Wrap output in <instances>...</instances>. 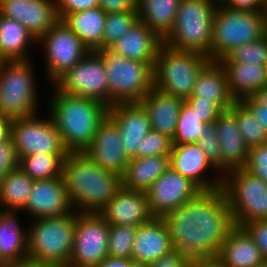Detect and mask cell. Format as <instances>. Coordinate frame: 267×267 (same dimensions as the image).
I'll list each match as a JSON object with an SVG mask.
<instances>
[{
	"label": "cell",
	"mask_w": 267,
	"mask_h": 267,
	"mask_svg": "<svg viewBox=\"0 0 267 267\" xmlns=\"http://www.w3.org/2000/svg\"><path fill=\"white\" fill-rule=\"evenodd\" d=\"M173 248L193 258L217 256L236 226L222 188L201 191L164 216Z\"/></svg>",
	"instance_id": "1"
},
{
	"label": "cell",
	"mask_w": 267,
	"mask_h": 267,
	"mask_svg": "<svg viewBox=\"0 0 267 267\" xmlns=\"http://www.w3.org/2000/svg\"><path fill=\"white\" fill-rule=\"evenodd\" d=\"M51 88L45 114L52 118L66 149L83 152L92 143L109 107L91 98L63 93L55 85Z\"/></svg>",
	"instance_id": "2"
},
{
	"label": "cell",
	"mask_w": 267,
	"mask_h": 267,
	"mask_svg": "<svg viewBox=\"0 0 267 267\" xmlns=\"http://www.w3.org/2000/svg\"><path fill=\"white\" fill-rule=\"evenodd\" d=\"M62 176L74 210L99 213L121 187V177L99 167L83 152L63 160Z\"/></svg>",
	"instance_id": "3"
},
{
	"label": "cell",
	"mask_w": 267,
	"mask_h": 267,
	"mask_svg": "<svg viewBox=\"0 0 267 267\" xmlns=\"http://www.w3.org/2000/svg\"><path fill=\"white\" fill-rule=\"evenodd\" d=\"M78 216L79 212L74 210L59 217L27 220L28 263L40 267H67Z\"/></svg>",
	"instance_id": "4"
},
{
	"label": "cell",
	"mask_w": 267,
	"mask_h": 267,
	"mask_svg": "<svg viewBox=\"0 0 267 267\" xmlns=\"http://www.w3.org/2000/svg\"><path fill=\"white\" fill-rule=\"evenodd\" d=\"M33 60L7 61L0 68V114L12 120L36 115L40 110Z\"/></svg>",
	"instance_id": "5"
},
{
	"label": "cell",
	"mask_w": 267,
	"mask_h": 267,
	"mask_svg": "<svg viewBox=\"0 0 267 267\" xmlns=\"http://www.w3.org/2000/svg\"><path fill=\"white\" fill-rule=\"evenodd\" d=\"M210 61L201 52L176 50L163 44L153 67L154 87L185 100L192 95L199 74Z\"/></svg>",
	"instance_id": "6"
},
{
	"label": "cell",
	"mask_w": 267,
	"mask_h": 267,
	"mask_svg": "<svg viewBox=\"0 0 267 267\" xmlns=\"http://www.w3.org/2000/svg\"><path fill=\"white\" fill-rule=\"evenodd\" d=\"M98 52L108 75L109 107L117 103H139L154 87V65L127 59L110 48Z\"/></svg>",
	"instance_id": "7"
},
{
	"label": "cell",
	"mask_w": 267,
	"mask_h": 267,
	"mask_svg": "<svg viewBox=\"0 0 267 267\" xmlns=\"http://www.w3.org/2000/svg\"><path fill=\"white\" fill-rule=\"evenodd\" d=\"M215 11L208 0H181L174 26L163 43L172 49L197 51L210 58Z\"/></svg>",
	"instance_id": "8"
},
{
	"label": "cell",
	"mask_w": 267,
	"mask_h": 267,
	"mask_svg": "<svg viewBox=\"0 0 267 267\" xmlns=\"http://www.w3.org/2000/svg\"><path fill=\"white\" fill-rule=\"evenodd\" d=\"M267 34L261 12L216 8L210 49L211 61H219L242 44L259 40Z\"/></svg>",
	"instance_id": "9"
},
{
	"label": "cell",
	"mask_w": 267,
	"mask_h": 267,
	"mask_svg": "<svg viewBox=\"0 0 267 267\" xmlns=\"http://www.w3.org/2000/svg\"><path fill=\"white\" fill-rule=\"evenodd\" d=\"M222 189L237 226L267 220V183L264 180L244 168L233 169L223 176Z\"/></svg>",
	"instance_id": "10"
},
{
	"label": "cell",
	"mask_w": 267,
	"mask_h": 267,
	"mask_svg": "<svg viewBox=\"0 0 267 267\" xmlns=\"http://www.w3.org/2000/svg\"><path fill=\"white\" fill-rule=\"evenodd\" d=\"M39 114L12 120L10 138L18 161L37 153L57 154L64 160L70 152L64 146L57 127L49 114L43 117Z\"/></svg>",
	"instance_id": "11"
},
{
	"label": "cell",
	"mask_w": 267,
	"mask_h": 267,
	"mask_svg": "<svg viewBox=\"0 0 267 267\" xmlns=\"http://www.w3.org/2000/svg\"><path fill=\"white\" fill-rule=\"evenodd\" d=\"M43 50V71L54 85L90 51L61 20L37 40Z\"/></svg>",
	"instance_id": "12"
},
{
	"label": "cell",
	"mask_w": 267,
	"mask_h": 267,
	"mask_svg": "<svg viewBox=\"0 0 267 267\" xmlns=\"http://www.w3.org/2000/svg\"><path fill=\"white\" fill-rule=\"evenodd\" d=\"M110 225L99 213H81L76 220L67 267H94L108 255Z\"/></svg>",
	"instance_id": "13"
},
{
	"label": "cell",
	"mask_w": 267,
	"mask_h": 267,
	"mask_svg": "<svg viewBox=\"0 0 267 267\" xmlns=\"http://www.w3.org/2000/svg\"><path fill=\"white\" fill-rule=\"evenodd\" d=\"M107 76L102 55L92 51L54 85L63 93L91 98L109 107Z\"/></svg>",
	"instance_id": "14"
},
{
	"label": "cell",
	"mask_w": 267,
	"mask_h": 267,
	"mask_svg": "<svg viewBox=\"0 0 267 267\" xmlns=\"http://www.w3.org/2000/svg\"><path fill=\"white\" fill-rule=\"evenodd\" d=\"M169 166L201 191H213L223 186V175L197 143L172 144Z\"/></svg>",
	"instance_id": "15"
},
{
	"label": "cell",
	"mask_w": 267,
	"mask_h": 267,
	"mask_svg": "<svg viewBox=\"0 0 267 267\" xmlns=\"http://www.w3.org/2000/svg\"><path fill=\"white\" fill-rule=\"evenodd\" d=\"M201 190L189 179L182 176L170 166L146 190L151 213L162 217L194 199Z\"/></svg>",
	"instance_id": "16"
},
{
	"label": "cell",
	"mask_w": 267,
	"mask_h": 267,
	"mask_svg": "<svg viewBox=\"0 0 267 267\" xmlns=\"http://www.w3.org/2000/svg\"><path fill=\"white\" fill-rule=\"evenodd\" d=\"M74 211L69 201L63 176L34 181L25 207L21 210L28 220L59 217ZM25 212V213H24Z\"/></svg>",
	"instance_id": "17"
},
{
	"label": "cell",
	"mask_w": 267,
	"mask_h": 267,
	"mask_svg": "<svg viewBox=\"0 0 267 267\" xmlns=\"http://www.w3.org/2000/svg\"><path fill=\"white\" fill-rule=\"evenodd\" d=\"M0 15L23 24L36 40L59 21L55 0H0Z\"/></svg>",
	"instance_id": "18"
},
{
	"label": "cell",
	"mask_w": 267,
	"mask_h": 267,
	"mask_svg": "<svg viewBox=\"0 0 267 267\" xmlns=\"http://www.w3.org/2000/svg\"><path fill=\"white\" fill-rule=\"evenodd\" d=\"M83 153L102 169L118 174L120 177L130 160L122 147L119 129L108 115L100 123L92 143Z\"/></svg>",
	"instance_id": "19"
},
{
	"label": "cell",
	"mask_w": 267,
	"mask_h": 267,
	"mask_svg": "<svg viewBox=\"0 0 267 267\" xmlns=\"http://www.w3.org/2000/svg\"><path fill=\"white\" fill-rule=\"evenodd\" d=\"M109 225H139L150 222L151 213L146 191L120 187L113 198L99 212Z\"/></svg>",
	"instance_id": "20"
},
{
	"label": "cell",
	"mask_w": 267,
	"mask_h": 267,
	"mask_svg": "<svg viewBox=\"0 0 267 267\" xmlns=\"http://www.w3.org/2000/svg\"><path fill=\"white\" fill-rule=\"evenodd\" d=\"M108 116L119 129L125 154L135 158L142 139L152 130L147 111L140 103H117L109 107Z\"/></svg>",
	"instance_id": "21"
},
{
	"label": "cell",
	"mask_w": 267,
	"mask_h": 267,
	"mask_svg": "<svg viewBox=\"0 0 267 267\" xmlns=\"http://www.w3.org/2000/svg\"><path fill=\"white\" fill-rule=\"evenodd\" d=\"M174 250L168 227L162 217L139 225L133 240L134 262L152 264L155 260Z\"/></svg>",
	"instance_id": "22"
},
{
	"label": "cell",
	"mask_w": 267,
	"mask_h": 267,
	"mask_svg": "<svg viewBox=\"0 0 267 267\" xmlns=\"http://www.w3.org/2000/svg\"><path fill=\"white\" fill-rule=\"evenodd\" d=\"M215 126L222 157V175L233 169L244 168L250 148L240 135L235 115L230 110L223 111L215 121Z\"/></svg>",
	"instance_id": "23"
},
{
	"label": "cell",
	"mask_w": 267,
	"mask_h": 267,
	"mask_svg": "<svg viewBox=\"0 0 267 267\" xmlns=\"http://www.w3.org/2000/svg\"><path fill=\"white\" fill-rule=\"evenodd\" d=\"M21 213L0 210V260L6 266L28 263V225L20 221Z\"/></svg>",
	"instance_id": "24"
},
{
	"label": "cell",
	"mask_w": 267,
	"mask_h": 267,
	"mask_svg": "<svg viewBox=\"0 0 267 267\" xmlns=\"http://www.w3.org/2000/svg\"><path fill=\"white\" fill-rule=\"evenodd\" d=\"M163 44V38L157 32L138 21L109 48L127 59L154 65Z\"/></svg>",
	"instance_id": "25"
},
{
	"label": "cell",
	"mask_w": 267,
	"mask_h": 267,
	"mask_svg": "<svg viewBox=\"0 0 267 267\" xmlns=\"http://www.w3.org/2000/svg\"><path fill=\"white\" fill-rule=\"evenodd\" d=\"M139 103L147 111L152 130L173 139L184 99L153 87Z\"/></svg>",
	"instance_id": "26"
},
{
	"label": "cell",
	"mask_w": 267,
	"mask_h": 267,
	"mask_svg": "<svg viewBox=\"0 0 267 267\" xmlns=\"http://www.w3.org/2000/svg\"><path fill=\"white\" fill-rule=\"evenodd\" d=\"M217 256L227 267H256L265 261L252 236L237 225L226 237Z\"/></svg>",
	"instance_id": "27"
},
{
	"label": "cell",
	"mask_w": 267,
	"mask_h": 267,
	"mask_svg": "<svg viewBox=\"0 0 267 267\" xmlns=\"http://www.w3.org/2000/svg\"><path fill=\"white\" fill-rule=\"evenodd\" d=\"M190 97L210 100L222 111L229 110L235 100L229 91L226 71L219 61H210L203 68Z\"/></svg>",
	"instance_id": "28"
},
{
	"label": "cell",
	"mask_w": 267,
	"mask_h": 267,
	"mask_svg": "<svg viewBox=\"0 0 267 267\" xmlns=\"http://www.w3.org/2000/svg\"><path fill=\"white\" fill-rule=\"evenodd\" d=\"M226 71L229 91L235 101L253 97L266 88V66L249 63L220 62Z\"/></svg>",
	"instance_id": "29"
},
{
	"label": "cell",
	"mask_w": 267,
	"mask_h": 267,
	"mask_svg": "<svg viewBox=\"0 0 267 267\" xmlns=\"http://www.w3.org/2000/svg\"><path fill=\"white\" fill-rule=\"evenodd\" d=\"M107 13L100 7L66 14L61 21L92 51L103 49V32Z\"/></svg>",
	"instance_id": "30"
},
{
	"label": "cell",
	"mask_w": 267,
	"mask_h": 267,
	"mask_svg": "<svg viewBox=\"0 0 267 267\" xmlns=\"http://www.w3.org/2000/svg\"><path fill=\"white\" fill-rule=\"evenodd\" d=\"M169 167V155L131 158L121 176V186L146 191Z\"/></svg>",
	"instance_id": "31"
},
{
	"label": "cell",
	"mask_w": 267,
	"mask_h": 267,
	"mask_svg": "<svg viewBox=\"0 0 267 267\" xmlns=\"http://www.w3.org/2000/svg\"><path fill=\"white\" fill-rule=\"evenodd\" d=\"M33 45L37 40L23 24L0 15V52L7 61L34 59Z\"/></svg>",
	"instance_id": "32"
},
{
	"label": "cell",
	"mask_w": 267,
	"mask_h": 267,
	"mask_svg": "<svg viewBox=\"0 0 267 267\" xmlns=\"http://www.w3.org/2000/svg\"><path fill=\"white\" fill-rule=\"evenodd\" d=\"M181 0H137L138 21L164 38L172 29Z\"/></svg>",
	"instance_id": "33"
},
{
	"label": "cell",
	"mask_w": 267,
	"mask_h": 267,
	"mask_svg": "<svg viewBox=\"0 0 267 267\" xmlns=\"http://www.w3.org/2000/svg\"><path fill=\"white\" fill-rule=\"evenodd\" d=\"M33 184L34 180L19 166L0 178V210L21 211Z\"/></svg>",
	"instance_id": "34"
},
{
	"label": "cell",
	"mask_w": 267,
	"mask_h": 267,
	"mask_svg": "<svg viewBox=\"0 0 267 267\" xmlns=\"http://www.w3.org/2000/svg\"><path fill=\"white\" fill-rule=\"evenodd\" d=\"M229 110L235 115L240 135L249 148L267 144L265 128L243 101H235Z\"/></svg>",
	"instance_id": "35"
},
{
	"label": "cell",
	"mask_w": 267,
	"mask_h": 267,
	"mask_svg": "<svg viewBox=\"0 0 267 267\" xmlns=\"http://www.w3.org/2000/svg\"><path fill=\"white\" fill-rule=\"evenodd\" d=\"M63 160L57 154H34L22 157L18 166L34 181L62 176Z\"/></svg>",
	"instance_id": "36"
},
{
	"label": "cell",
	"mask_w": 267,
	"mask_h": 267,
	"mask_svg": "<svg viewBox=\"0 0 267 267\" xmlns=\"http://www.w3.org/2000/svg\"><path fill=\"white\" fill-rule=\"evenodd\" d=\"M206 125L200 121V118L184 102L180 108L177 129L172 139V144L197 143Z\"/></svg>",
	"instance_id": "37"
},
{
	"label": "cell",
	"mask_w": 267,
	"mask_h": 267,
	"mask_svg": "<svg viewBox=\"0 0 267 267\" xmlns=\"http://www.w3.org/2000/svg\"><path fill=\"white\" fill-rule=\"evenodd\" d=\"M137 22V11L107 13L103 32V49L109 48L118 41Z\"/></svg>",
	"instance_id": "38"
},
{
	"label": "cell",
	"mask_w": 267,
	"mask_h": 267,
	"mask_svg": "<svg viewBox=\"0 0 267 267\" xmlns=\"http://www.w3.org/2000/svg\"><path fill=\"white\" fill-rule=\"evenodd\" d=\"M219 62L249 63L267 65V34L257 41L242 44L233 49Z\"/></svg>",
	"instance_id": "39"
},
{
	"label": "cell",
	"mask_w": 267,
	"mask_h": 267,
	"mask_svg": "<svg viewBox=\"0 0 267 267\" xmlns=\"http://www.w3.org/2000/svg\"><path fill=\"white\" fill-rule=\"evenodd\" d=\"M136 230L137 227L132 225H110L108 255L113 258L131 259Z\"/></svg>",
	"instance_id": "40"
},
{
	"label": "cell",
	"mask_w": 267,
	"mask_h": 267,
	"mask_svg": "<svg viewBox=\"0 0 267 267\" xmlns=\"http://www.w3.org/2000/svg\"><path fill=\"white\" fill-rule=\"evenodd\" d=\"M172 148V139L151 130L142 139L140 148L135 153V158L149 157L155 155H169Z\"/></svg>",
	"instance_id": "41"
},
{
	"label": "cell",
	"mask_w": 267,
	"mask_h": 267,
	"mask_svg": "<svg viewBox=\"0 0 267 267\" xmlns=\"http://www.w3.org/2000/svg\"><path fill=\"white\" fill-rule=\"evenodd\" d=\"M199 147L204 151L207 158L222 174V157L215 123L207 124L197 141Z\"/></svg>",
	"instance_id": "42"
},
{
	"label": "cell",
	"mask_w": 267,
	"mask_h": 267,
	"mask_svg": "<svg viewBox=\"0 0 267 267\" xmlns=\"http://www.w3.org/2000/svg\"><path fill=\"white\" fill-rule=\"evenodd\" d=\"M244 169L267 183V144L250 148Z\"/></svg>",
	"instance_id": "43"
},
{
	"label": "cell",
	"mask_w": 267,
	"mask_h": 267,
	"mask_svg": "<svg viewBox=\"0 0 267 267\" xmlns=\"http://www.w3.org/2000/svg\"><path fill=\"white\" fill-rule=\"evenodd\" d=\"M184 102L193 110L205 124L215 123L218 116L223 112L214 102L210 100H199L197 97H188Z\"/></svg>",
	"instance_id": "44"
},
{
	"label": "cell",
	"mask_w": 267,
	"mask_h": 267,
	"mask_svg": "<svg viewBox=\"0 0 267 267\" xmlns=\"http://www.w3.org/2000/svg\"><path fill=\"white\" fill-rule=\"evenodd\" d=\"M18 167V159L11 138L0 141V178Z\"/></svg>",
	"instance_id": "45"
},
{
	"label": "cell",
	"mask_w": 267,
	"mask_h": 267,
	"mask_svg": "<svg viewBox=\"0 0 267 267\" xmlns=\"http://www.w3.org/2000/svg\"><path fill=\"white\" fill-rule=\"evenodd\" d=\"M59 20L66 14L82 12L99 6V0H55Z\"/></svg>",
	"instance_id": "46"
},
{
	"label": "cell",
	"mask_w": 267,
	"mask_h": 267,
	"mask_svg": "<svg viewBox=\"0 0 267 267\" xmlns=\"http://www.w3.org/2000/svg\"><path fill=\"white\" fill-rule=\"evenodd\" d=\"M243 227L252 236L264 260L267 261V220L248 222Z\"/></svg>",
	"instance_id": "47"
},
{
	"label": "cell",
	"mask_w": 267,
	"mask_h": 267,
	"mask_svg": "<svg viewBox=\"0 0 267 267\" xmlns=\"http://www.w3.org/2000/svg\"><path fill=\"white\" fill-rule=\"evenodd\" d=\"M191 262L192 259L190 257L174 249L155 260L151 267H191Z\"/></svg>",
	"instance_id": "48"
},
{
	"label": "cell",
	"mask_w": 267,
	"mask_h": 267,
	"mask_svg": "<svg viewBox=\"0 0 267 267\" xmlns=\"http://www.w3.org/2000/svg\"><path fill=\"white\" fill-rule=\"evenodd\" d=\"M99 6L106 12L137 11V0H99Z\"/></svg>",
	"instance_id": "49"
},
{
	"label": "cell",
	"mask_w": 267,
	"mask_h": 267,
	"mask_svg": "<svg viewBox=\"0 0 267 267\" xmlns=\"http://www.w3.org/2000/svg\"><path fill=\"white\" fill-rule=\"evenodd\" d=\"M243 102L252 110L267 132V107L261 105L254 97L246 98Z\"/></svg>",
	"instance_id": "50"
},
{
	"label": "cell",
	"mask_w": 267,
	"mask_h": 267,
	"mask_svg": "<svg viewBox=\"0 0 267 267\" xmlns=\"http://www.w3.org/2000/svg\"><path fill=\"white\" fill-rule=\"evenodd\" d=\"M226 7L233 10L261 12L263 0H230Z\"/></svg>",
	"instance_id": "51"
},
{
	"label": "cell",
	"mask_w": 267,
	"mask_h": 267,
	"mask_svg": "<svg viewBox=\"0 0 267 267\" xmlns=\"http://www.w3.org/2000/svg\"><path fill=\"white\" fill-rule=\"evenodd\" d=\"M191 267H227L218 256L193 258Z\"/></svg>",
	"instance_id": "52"
},
{
	"label": "cell",
	"mask_w": 267,
	"mask_h": 267,
	"mask_svg": "<svg viewBox=\"0 0 267 267\" xmlns=\"http://www.w3.org/2000/svg\"><path fill=\"white\" fill-rule=\"evenodd\" d=\"M132 262V259L113 258L107 256L104 260H102L98 265H95L94 267H130Z\"/></svg>",
	"instance_id": "53"
},
{
	"label": "cell",
	"mask_w": 267,
	"mask_h": 267,
	"mask_svg": "<svg viewBox=\"0 0 267 267\" xmlns=\"http://www.w3.org/2000/svg\"><path fill=\"white\" fill-rule=\"evenodd\" d=\"M12 119L5 115L0 114V141L10 137V126Z\"/></svg>",
	"instance_id": "54"
},
{
	"label": "cell",
	"mask_w": 267,
	"mask_h": 267,
	"mask_svg": "<svg viewBox=\"0 0 267 267\" xmlns=\"http://www.w3.org/2000/svg\"><path fill=\"white\" fill-rule=\"evenodd\" d=\"M261 105L267 107V88H262L253 96Z\"/></svg>",
	"instance_id": "55"
},
{
	"label": "cell",
	"mask_w": 267,
	"mask_h": 267,
	"mask_svg": "<svg viewBox=\"0 0 267 267\" xmlns=\"http://www.w3.org/2000/svg\"><path fill=\"white\" fill-rule=\"evenodd\" d=\"M208 1L213 7L220 8V7H226L229 4L230 0H208Z\"/></svg>",
	"instance_id": "56"
},
{
	"label": "cell",
	"mask_w": 267,
	"mask_h": 267,
	"mask_svg": "<svg viewBox=\"0 0 267 267\" xmlns=\"http://www.w3.org/2000/svg\"><path fill=\"white\" fill-rule=\"evenodd\" d=\"M261 14L266 22L267 25V0H263V7L261 10Z\"/></svg>",
	"instance_id": "57"
},
{
	"label": "cell",
	"mask_w": 267,
	"mask_h": 267,
	"mask_svg": "<svg viewBox=\"0 0 267 267\" xmlns=\"http://www.w3.org/2000/svg\"><path fill=\"white\" fill-rule=\"evenodd\" d=\"M130 267H151V264L132 262Z\"/></svg>",
	"instance_id": "58"
},
{
	"label": "cell",
	"mask_w": 267,
	"mask_h": 267,
	"mask_svg": "<svg viewBox=\"0 0 267 267\" xmlns=\"http://www.w3.org/2000/svg\"><path fill=\"white\" fill-rule=\"evenodd\" d=\"M5 267H40V266H36V265H33V264H23V265H7Z\"/></svg>",
	"instance_id": "59"
},
{
	"label": "cell",
	"mask_w": 267,
	"mask_h": 267,
	"mask_svg": "<svg viewBox=\"0 0 267 267\" xmlns=\"http://www.w3.org/2000/svg\"><path fill=\"white\" fill-rule=\"evenodd\" d=\"M7 62V60L5 59V57L2 55V53L0 52V68Z\"/></svg>",
	"instance_id": "60"
},
{
	"label": "cell",
	"mask_w": 267,
	"mask_h": 267,
	"mask_svg": "<svg viewBox=\"0 0 267 267\" xmlns=\"http://www.w3.org/2000/svg\"><path fill=\"white\" fill-rule=\"evenodd\" d=\"M256 267H267V261H264L262 264H260L259 266Z\"/></svg>",
	"instance_id": "61"
},
{
	"label": "cell",
	"mask_w": 267,
	"mask_h": 267,
	"mask_svg": "<svg viewBox=\"0 0 267 267\" xmlns=\"http://www.w3.org/2000/svg\"><path fill=\"white\" fill-rule=\"evenodd\" d=\"M6 265L0 260V267H5Z\"/></svg>",
	"instance_id": "62"
},
{
	"label": "cell",
	"mask_w": 267,
	"mask_h": 267,
	"mask_svg": "<svg viewBox=\"0 0 267 267\" xmlns=\"http://www.w3.org/2000/svg\"><path fill=\"white\" fill-rule=\"evenodd\" d=\"M266 88H267V65H266Z\"/></svg>",
	"instance_id": "63"
}]
</instances>
